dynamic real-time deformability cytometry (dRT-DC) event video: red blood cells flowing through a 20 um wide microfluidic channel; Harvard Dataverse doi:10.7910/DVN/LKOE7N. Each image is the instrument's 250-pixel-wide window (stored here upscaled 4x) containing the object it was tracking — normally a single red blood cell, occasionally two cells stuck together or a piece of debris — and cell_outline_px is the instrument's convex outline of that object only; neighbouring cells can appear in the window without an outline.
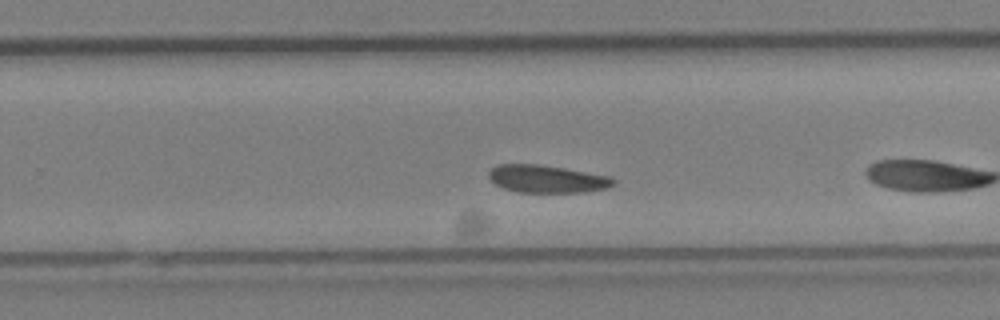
{"species": "Egyptian fruit bat (a non-hibernating species)", "species_latin": "Rousettus aegyptiacus", "temperature_condition": "cold", "stored_images_in_passage": 31, "camera_frame_rate_fps": 3000, "um_per_image_px": 0.085, "animal": {"sex": "female"}, "frame": {"image": 1, "passage_image": 18, "time_ms": 5.667, "image_size_px": [1000, 320], "cell_outline_px": [[616, 184], [608, 188], [584, 192], [520, 192], [504, 188], [496, 184], [488, 176], [488, 172], [496, 164], [536, 164], [612, 176], [616, 180]], "centroid_in_image_um": [46.53, 15.21], "position_along_channel_um": 283.3, "area_um2": 20.0}}